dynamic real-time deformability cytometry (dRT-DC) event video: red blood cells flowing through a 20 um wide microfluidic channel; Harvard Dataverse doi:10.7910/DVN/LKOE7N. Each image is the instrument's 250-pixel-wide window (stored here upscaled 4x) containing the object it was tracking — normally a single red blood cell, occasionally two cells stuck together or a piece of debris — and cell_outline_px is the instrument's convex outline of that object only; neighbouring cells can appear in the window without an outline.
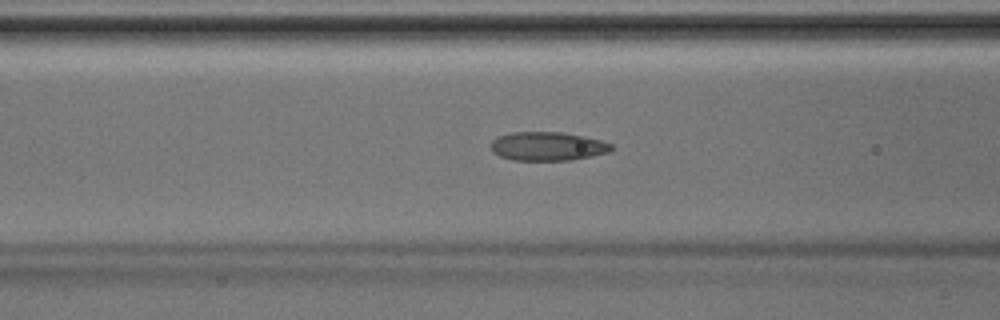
{"species": "Egyptian fruit bat (a non-hibernating species)", "species_latin": "Rousettus aegyptiacus", "temperature_condition": "room temperature", "stored_images_in_passage": 45, "camera_frame_rate_fps": 3000, "um_per_image_px": 0.085, "animal": {"sex": "male"}, "frame": {"image": 1, "passage_image": 18, "time_ms": 5.667, "image_size_px": [1000, 320], "cell_outline_px": [[616, 148], [612, 152], [572, 160], [512, 160], [500, 156], [492, 152], [492, 140], [496, 136], [508, 132], [560, 132], [584, 136], [600, 140], [612, 144]], "centroid_in_image_um": [46.57, 12.43], "position_along_channel_um": 120.0, "area_um2": 20.46}}
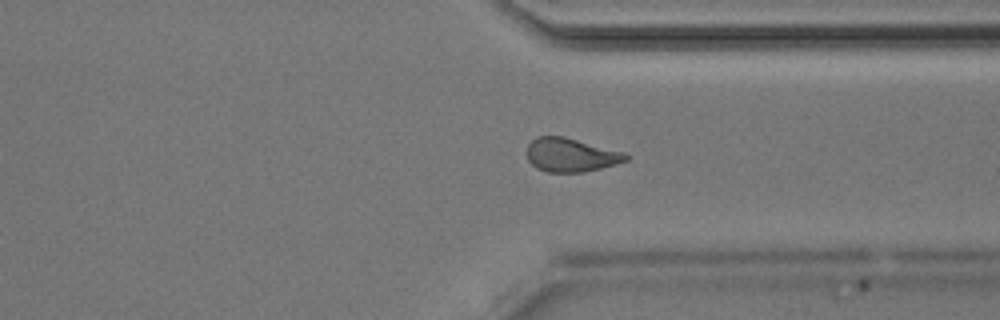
{"frame": {"image": 2, "passage_image": 34, "time_ms": 11.0, "image_size_px": [1000, 320], "cell_outline_px": [[632, 156], [628, 160], [616, 164], [584, 172], [548, 172], [536, 168], [528, 160], [528, 144], [536, 136], [564, 136], [624, 152]], "centroid_in_image_um": [48.55, 13.17], "position_along_channel_um": 362.9, "area_um2": 19.48}}
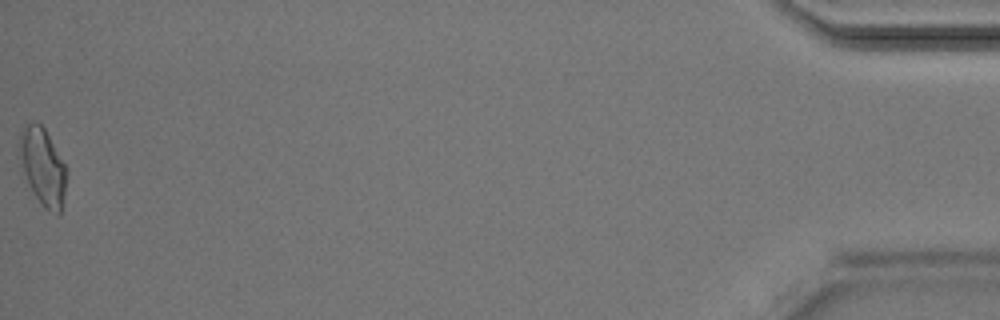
{"frame": {"image": 3, "passage_image": 45, "time_ms": 14.667, "image_size_px": [1000, 320], "cell_outline_px": [[64, 192], [60, 216], [56, 216], [48, 212], [40, 204], [20, 172], [16, 156], [20, 128], [32, 120], [36, 120], [44, 128], [64, 164]], "centroid_in_image_um": [3.51, 14.16], "position_along_channel_um": 431.7, "area_um2": 21.85}}